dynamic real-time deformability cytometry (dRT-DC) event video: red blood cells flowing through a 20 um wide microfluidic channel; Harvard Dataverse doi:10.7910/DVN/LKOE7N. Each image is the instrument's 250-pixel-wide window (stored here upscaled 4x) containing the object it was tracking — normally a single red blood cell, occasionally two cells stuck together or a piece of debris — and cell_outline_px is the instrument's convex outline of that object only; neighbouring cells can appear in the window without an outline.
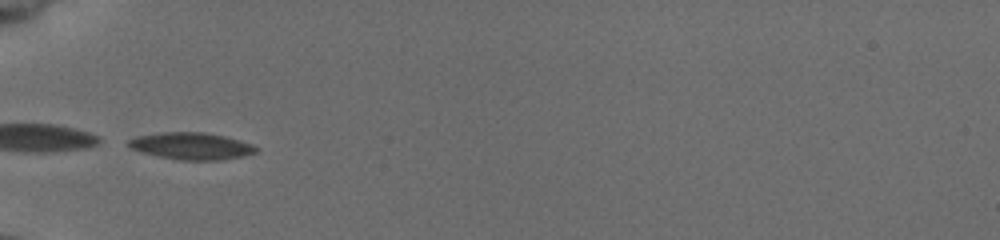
{"species": "common noctule bat (a hibernating species)", "species_latin": "Nyctalus noctula", "temperature_condition": "cold", "stored_images_in_passage": 31, "camera_frame_rate_fps": 3000, "um_per_image_px": 0.085, "animal": {"sex": "female", "body_mass_g": 19.5, "forearm_length_mm": 54.1}, "frame": {"image": 1, "passage_image": 1, "time_ms": 0.0, "image_size_px": [1000, 240], "cell_outline_px": [[260, 148], [256, 152], [240, 156], [220, 160], [180, 160], [140, 152], [132, 148], [128, 144], [128, 140], [136, 136], [164, 132], [204, 132], [224, 136], [252, 144]], "centroid_in_image_um": [16.27, 12.41], "position_along_channel_um": 68.7, "area_um2": 19.83}}
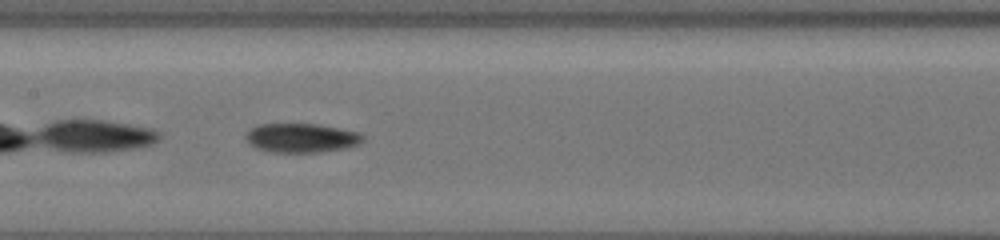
{"frame": {"image": 2, "passage_image": 10, "time_ms": 3.0, "image_size_px": [1000, 240], "cell_outline_px": [[364, 140], [360, 144], [348, 148], [320, 152], [272, 152], [256, 148], [248, 144], [244, 136], [252, 128], [260, 124], [316, 124], [360, 132], [364, 136]], "centroid_in_image_um": [25.64, 11.73], "position_along_channel_um": 181.8, "area_um2": 20.0}, "authors_computed_cell_mechanics": {"area_um2": 19.5364, "velocity_mm_per_s": 3.9253, "shape_relaxation_time_tau1_ms": 7.9865, "shape_relaxation_time_tau2_ms": null, "deformation_change_tau1": 0.1466, "deformation_change_tau2": null}}